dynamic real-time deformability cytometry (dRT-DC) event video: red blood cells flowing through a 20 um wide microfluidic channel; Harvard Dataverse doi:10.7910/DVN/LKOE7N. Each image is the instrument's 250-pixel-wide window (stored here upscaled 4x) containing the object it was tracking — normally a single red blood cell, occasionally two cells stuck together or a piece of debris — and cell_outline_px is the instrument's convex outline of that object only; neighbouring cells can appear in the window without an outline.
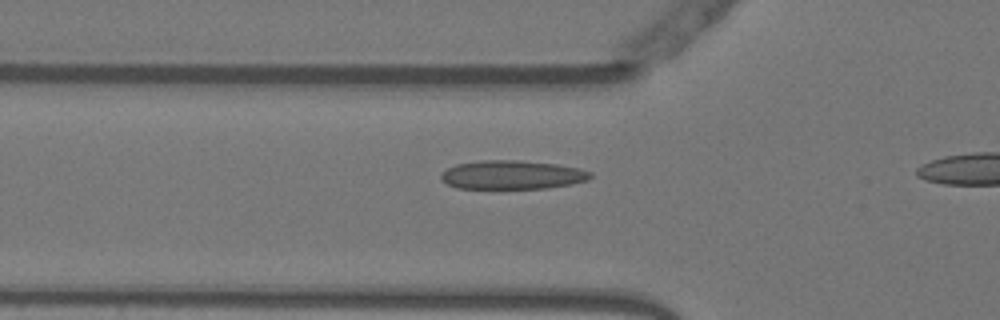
{"species": "Egyptian fruit bat (a non-hibernating species)", "species_latin": "Rousettus aegyptiacus", "temperature_condition": "warm", "stored_images_in_passage": 15, "camera_frame_rate_fps": 3000, "um_per_image_px": 0.085, "animal": {"sex": "female"}, "frame": {"image": 1, "passage_image": 3, "time_ms": 0.667, "image_size_px": [1000, 320], "cell_outline_px": [[592, 176], [588, 180], [572, 184], [548, 188], [456, 188], [448, 184], [440, 176], [448, 168], [456, 164], [480, 160], [516, 160], [556, 164], [580, 168], [592, 172]], "centroid_in_image_um": [43.58, 14.86], "position_along_channel_um": 82.2, "area_um2": 24.97}}
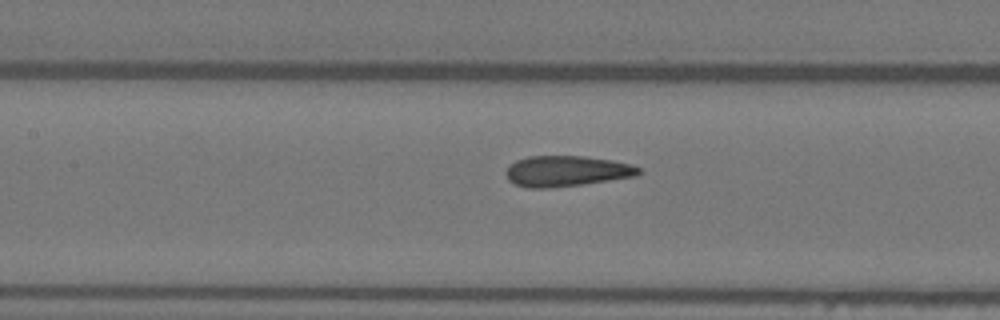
{"frame": {"image": 2, "passage_image": 9, "time_ms": 2.667, "image_size_px": [1000, 320], "cell_outline_px": [[640, 172], [636, 176], [580, 184], [548, 188], [528, 188], [516, 184], [508, 180], [504, 172], [508, 164], [516, 160], [528, 156], [584, 156], [612, 160], [632, 164], [640, 168]], "centroid_in_image_um": [48.1, 14.53], "position_along_channel_um": 159.3, "area_um2": 23.76}}
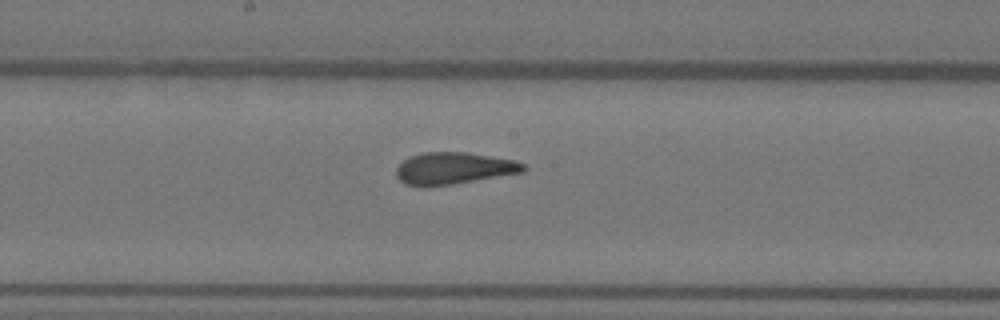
{"frame": {"image": 3, "passage_image": 13, "time_ms": 4.0, "image_size_px": [1000, 320], "cell_outline_px": [[528, 168], [524, 172], [452, 184], [404, 184], [396, 176], [396, 168], [404, 160], [412, 156], [424, 152], [468, 152], [512, 160], [524, 164]], "centroid_in_image_um": [38.61, 14.28], "position_along_channel_um": 209.6, "area_um2": 23.0}}